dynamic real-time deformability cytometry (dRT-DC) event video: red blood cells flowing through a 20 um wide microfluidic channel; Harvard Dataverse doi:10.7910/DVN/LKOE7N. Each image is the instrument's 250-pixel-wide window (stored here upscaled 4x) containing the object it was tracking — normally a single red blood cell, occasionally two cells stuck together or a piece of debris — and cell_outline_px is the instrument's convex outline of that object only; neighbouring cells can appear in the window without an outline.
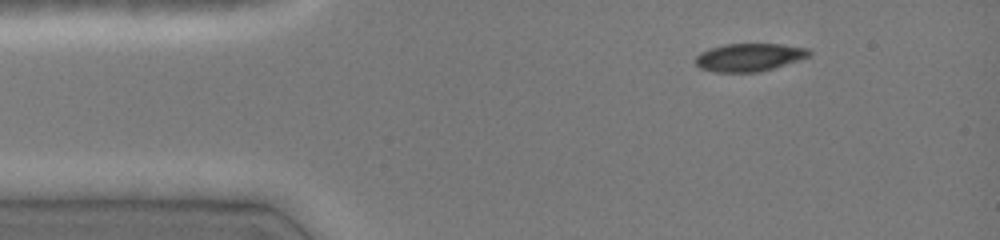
{"species": "common noctule bat (a hibernating species)", "species_latin": "Nyctalus noctula", "temperature_condition": "cold", "stored_images_in_passage": 2, "camera_frame_rate_fps": 3000, "um_per_image_px": 0.085, "animal": {"sex": "female", "body_mass_g": 19.0, "forearm_length_mm": 51.5}, "frame": {"image": 1, "passage_image": 2, "time_ms": 0.333, "image_size_px": [1000, 240], "cell_outline_px": [[812, 56], [800, 60], [772, 68], [756, 72], [716, 72], [700, 68], [696, 64], [696, 56], [700, 52], [708, 48], [724, 44], [780, 44], [808, 48], [812, 52]], "centroid_in_image_um": [63.7, 4.86], "position_along_channel_um": 21.3, "area_um2": 18.55}}